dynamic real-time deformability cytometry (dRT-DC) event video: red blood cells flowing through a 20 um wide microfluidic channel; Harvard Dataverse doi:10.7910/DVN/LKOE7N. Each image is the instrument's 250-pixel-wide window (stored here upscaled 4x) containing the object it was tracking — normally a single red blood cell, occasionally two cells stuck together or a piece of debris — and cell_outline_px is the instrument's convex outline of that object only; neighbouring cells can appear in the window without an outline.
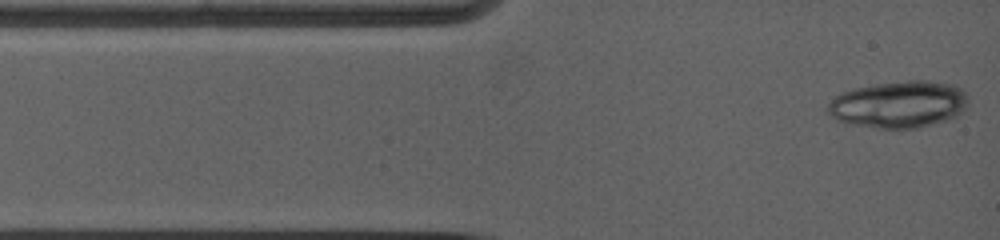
{"species": "common noctule bat (a hibernating species)", "species_latin": "Nyctalus noctula", "temperature_condition": "warm", "stored_images_in_passage": 5, "camera_frame_rate_fps": 5000, "um_per_image_px": 0.085, "animal": {"sex": "female", "body_mass_g": 19.0, "forearm_length_mm": 53.3}, "frame": {"image": 1, "passage_image": 1, "time_ms": 0.0, "image_size_px": [1000, 240], "cell_outline_px": [[964, 104], [956, 112], [948, 116], [912, 128], [884, 128], [844, 120], [828, 112], [828, 104], [836, 96], [844, 92], [856, 88], [876, 84], [908, 80], [928, 80], [948, 84], [964, 92]], "centroid_in_image_um": [76.32, 8.81], "position_along_channel_um": 8.7, "area_um2": 35.72}}